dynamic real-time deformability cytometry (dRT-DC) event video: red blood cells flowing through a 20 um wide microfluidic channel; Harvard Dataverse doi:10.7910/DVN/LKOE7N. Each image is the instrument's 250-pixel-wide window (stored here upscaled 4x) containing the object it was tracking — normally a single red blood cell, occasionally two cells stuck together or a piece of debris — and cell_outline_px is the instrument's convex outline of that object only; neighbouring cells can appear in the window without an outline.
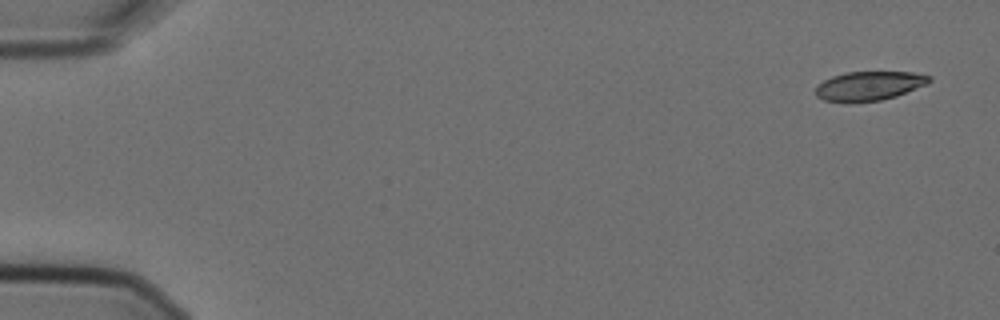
{"species": "Egyptian fruit bat (a non-hibernating species)", "species_latin": "Rousettus aegyptiacus", "temperature_condition": "cold", "stored_images_in_passage": 5, "camera_frame_rate_fps": 3000, "um_per_image_px": 0.085, "animal": {"sex": "female"}, "frame": {"image": 1, "passage_image": 1, "time_ms": 0.0, "image_size_px": [1000, 320], "cell_outline_px": [[932, 80], [928, 84], [896, 96], [880, 100], [848, 104], [824, 100], [816, 96], [816, 84], [832, 76], [848, 72], [912, 72], [932, 76]], "centroid_in_image_um": [73.86, 7.32], "position_along_channel_um": 11.1, "area_um2": 19.65}}
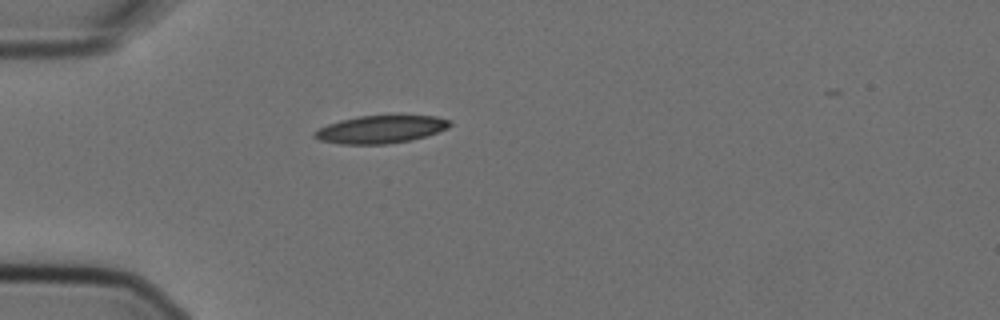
{"frame": {"image": 2, "passage_image": 5, "time_ms": 1.333, "image_size_px": [1000, 320], "cell_outline_px": [[452, 124], [448, 128], [428, 136], [412, 140], [388, 144], [340, 144], [320, 140], [312, 136], [320, 128], [328, 124], [340, 120], [360, 116], [436, 116], [452, 120]], "centroid_in_image_um": [32.41, 11.0], "position_along_channel_um": 52.6, "area_um2": 21.85}}